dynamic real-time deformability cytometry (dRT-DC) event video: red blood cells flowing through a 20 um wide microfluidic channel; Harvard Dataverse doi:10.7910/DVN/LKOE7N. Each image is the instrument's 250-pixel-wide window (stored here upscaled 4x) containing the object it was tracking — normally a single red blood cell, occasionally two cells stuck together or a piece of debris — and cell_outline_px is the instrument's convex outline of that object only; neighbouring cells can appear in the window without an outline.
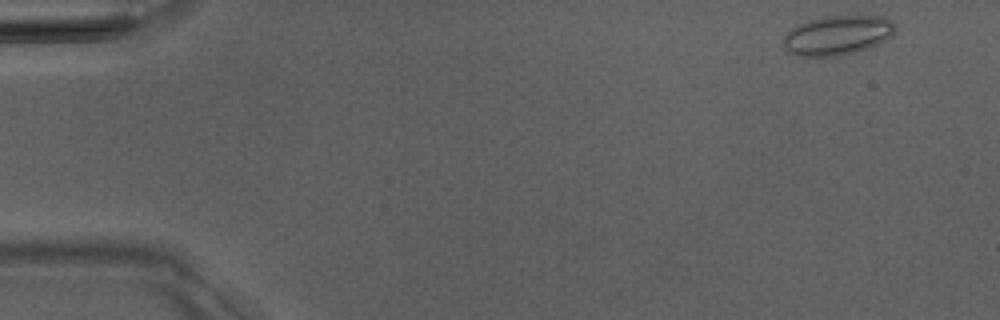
{"species": "Egyptian fruit bat (a non-hibernating species)", "species_latin": "Rousettus aegyptiacus", "temperature_condition": "room temperature", "stored_images_in_passage": 5, "camera_frame_rate_fps": 3000, "um_per_image_px": 0.085, "animal": {"sex": "male"}, "frame": {"image": 1, "passage_image": 1, "time_ms": 0.0, "image_size_px": [1000, 320], "cell_outline_px": [[896, 28], [892, 36], [868, 48], [856, 52], [836, 56], [800, 56], [788, 52], [784, 48], [784, 36], [792, 28], [808, 20], [824, 16], [880, 16], [892, 20], [896, 24]], "centroid_in_image_um": [71.2, 2.99], "position_along_channel_um": 13.8, "area_um2": 25.66}}